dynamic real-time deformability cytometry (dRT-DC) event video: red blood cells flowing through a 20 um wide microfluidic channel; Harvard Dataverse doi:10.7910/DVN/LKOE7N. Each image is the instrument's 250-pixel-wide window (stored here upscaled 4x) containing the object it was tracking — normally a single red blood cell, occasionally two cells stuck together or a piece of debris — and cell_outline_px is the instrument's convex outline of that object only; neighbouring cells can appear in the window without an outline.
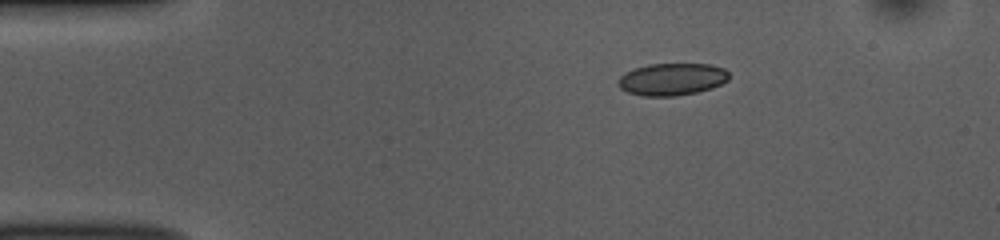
{"species": "common noctule bat (a hibernating species)", "species_latin": "Nyctalus noctula", "temperature_condition": "room temperature", "stored_images_in_passage": 44, "camera_frame_rate_fps": 3000, "um_per_image_px": 0.085, "animal": {"sex": "female", "body_mass_g": 10.0, "forearm_length_mm": 53.1}, "frame": {"image": 1, "passage_image": 1, "time_ms": 0.0, "image_size_px": [1000, 240], "cell_outline_px": [[728, 80], [712, 88], [696, 92], [676, 96], [644, 96], [628, 92], [620, 88], [616, 84], [616, 80], [624, 72], [648, 64], [712, 64], [724, 68], [728, 72]], "centroid_in_image_um": [57.09, 6.73], "position_along_channel_um": 27.9, "area_um2": 20.92}}
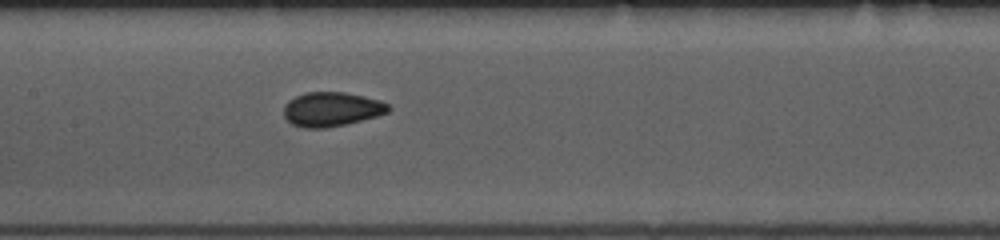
{"frame": {"image": 2, "passage_image": 17, "time_ms": 5.333, "image_size_px": [1000, 240], "cell_outline_px": [[392, 108], [388, 112], [376, 116], [344, 124], [324, 128], [304, 128], [292, 124], [284, 116], [284, 104], [288, 100], [304, 92], [344, 92], [364, 96], [380, 100], [388, 104]], "centroid_in_image_um": [28.17, 9.27], "position_along_channel_um": 179.2, "area_um2": 20.87}}
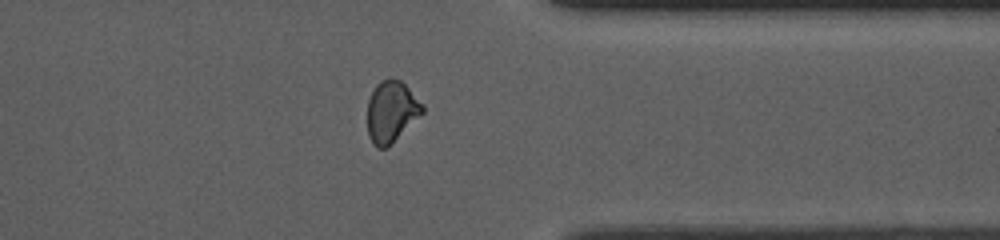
{"frame": {"image": 3, "passage_image": 33, "time_ms": 10.667, "image_size_px": [1000, 240], "cell_outline_px": [[424, 112], [420, 116], [384, 148], [376, 148], [372, 144], [368, 136], [368, 100], [376, 84], [380, 80], [400, 80], [424, 104]], "centroid_in_image_um": [33.26, 9.48], "position_along_channel_um": 378.1, "area_um2": 19.25}, "authors_computed_cell_mechanics": {"area_um2": 20.4612, "velocity_mm_per_s": 3.8646, "shape_relaxation_time_tau1_ms": 7.6454, "shape_relaxation_time_tau2_ms": 1.1429, "deformation_change_tau1": 0.1407, "deformation_change_tau2": 0.0532}}